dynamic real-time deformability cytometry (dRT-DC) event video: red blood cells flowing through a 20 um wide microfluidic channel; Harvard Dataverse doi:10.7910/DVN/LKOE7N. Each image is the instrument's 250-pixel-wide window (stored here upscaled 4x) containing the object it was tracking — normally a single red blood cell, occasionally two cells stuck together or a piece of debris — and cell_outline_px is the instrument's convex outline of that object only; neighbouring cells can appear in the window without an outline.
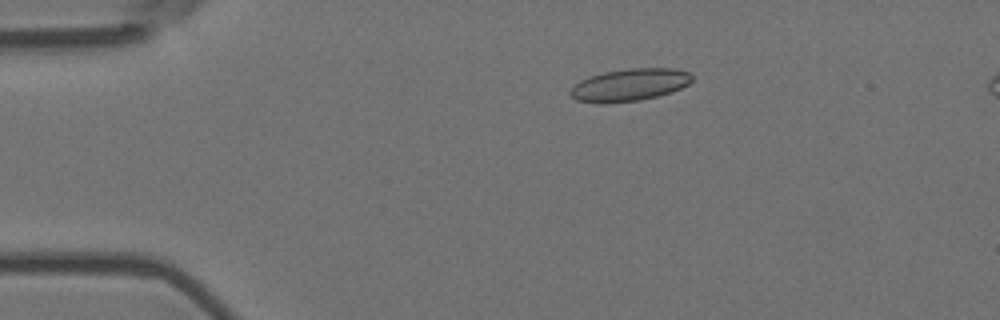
{"species": "Egyptian fruit bat (a non-hibernating species)", "species_latin": "Rousettus aegyptiacus", "temperature_condition": "room temperature", "stored_images_in_passage": 8, "camera_frame_rate_fps": 3000, "um_per_image_px": 0.085, "animal": {"sex": "female"}, "frame": {"image": 1, "passage_image": 3, "time_ms": 0.667, "image_size_px": [1000, 320], "cell_outline_px": [[692, 80], [688, 84], [672, 92], [640, 100], [604, 104], [600, 104], [576, 100], [568, 92], [580, 80], [604, 72], [628, 68], [672, 68], [688, 72], [692, 76]], "centroid_in_image_um": [53.5, 7.22], "position_along_channel_um": 31.5, "area_um2": 22.89}}
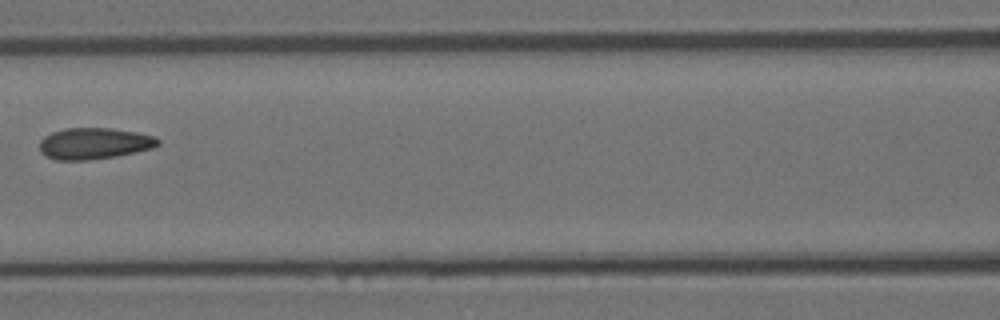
{"frame": {"image": 2, "passage_image": 7, "time_ms": 2.0, "image_size_px": [1000, 320], "cell_outline_px": [[160, 144], [152, 148], [136, 152], [116, 156], [88, 160], [56, 160], [44, 156], [40, 152], [40, 140], [44, 136], [52, 132], [64, 128], [112, 128], [136, 132], [156, 136], [160, 140]], "centroid_in_image_um": [8.0, 12.19], "position_along_channel_um": 158.6, "area_um2": 21.85}}
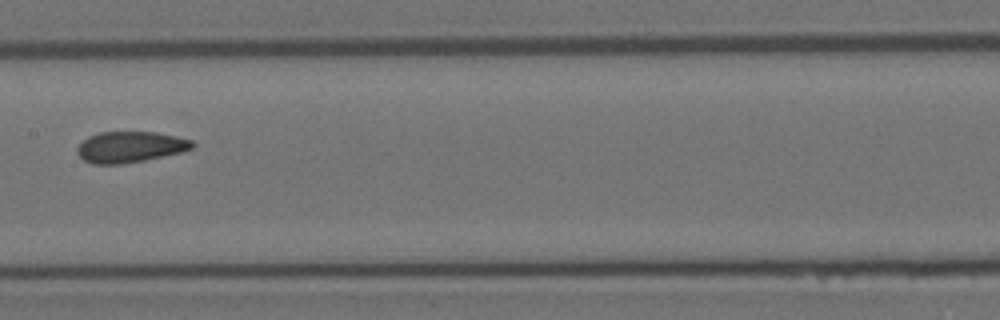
{"frame": {"image": 3, "passage_image": 8, "time_ms": 2.333, "image_size_px": [1000, 320], "cell_outline_px": [[196, 144], [192, 148], [184, 152], [144, 160], [120, 164], [92, 164], [84, 160], [76, 152], [76, 148], [88, 136], [100, 132], [156, 132], [176, 136], [192, 140]], "centroid_in_image_um": [11.08, 12.49], "position_along_channel_um": 196.3, "area_um2": 20.87}}